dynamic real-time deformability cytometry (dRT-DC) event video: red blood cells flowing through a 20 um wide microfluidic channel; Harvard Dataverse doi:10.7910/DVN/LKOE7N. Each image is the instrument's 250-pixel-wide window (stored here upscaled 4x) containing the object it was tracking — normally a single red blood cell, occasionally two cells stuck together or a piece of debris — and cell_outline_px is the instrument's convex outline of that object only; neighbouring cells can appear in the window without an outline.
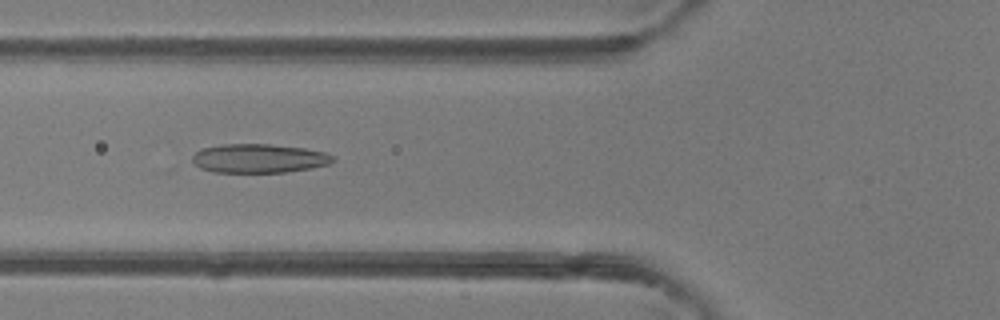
{"species": "common noctule bat (a hibernating species)", "species_latin": "Nyctalus noctula", "temperature_condition": "room temperature", "stored_images_in_passage": 21, "camera_frame_rate_fps": 3000, "um_per_image_px": 0.085, "animal": {"sex": "female"}, "frame": {"image": 1, "passage_image": 4, "time_ms": 1.0, "image_size_px": [1000, 320], "cell_outline_px": [[336, 160], [328, 164], [312, 168], [284, 172], [212, 172], [200, 168], [192, 160], [192, 156], [196, 152], [204, 148], [224, 144], [268, 144], [304, 148], [324, 152], [336, 156]], "centroid_in_image_um": [22.04, 13.46], "position_along_channel_um": 103.8, "area_um2": 23.64}}
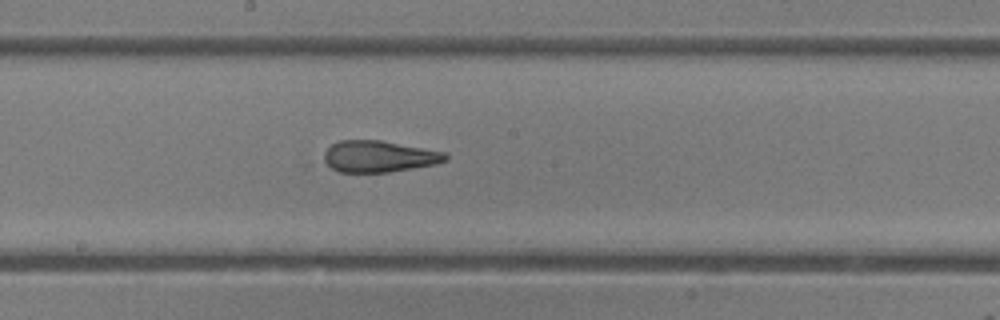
{"frame": {"image": 2, "passage_image": 12, "time_ms": 3.667, "image_size_px": [1000, 320], "cell_outline_px": [[448, 160], [436, 164], [388, 172], [340, 172], [332, 168], [324, 160], [324, 152], [332, 144], [340, 140], [380, 140], [444, 152], [448, 156]], "centroid_in_image_um": [32.21, 13.29], "position_along_channel_um": 216.0, "area_um2": 22.08}}
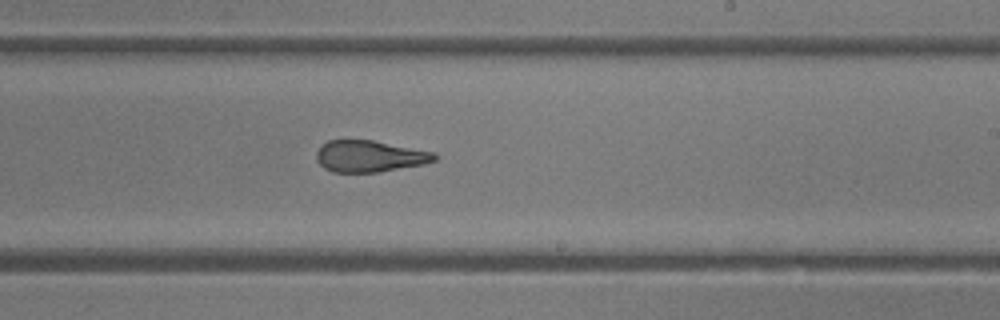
{"frame": {"image": 3, "passage_image": 15, "time_ms": 4.667, "image_size_px": [1000, 320], "cell_outline_px": [[436, 160], [424, 164], [376, 172], [332, 172], [324, 168], [316, 160], [316, 152], [320, 144], [328, 140], [372, 140], [436, 152]], "centroid_in_image_um": [31.39, 13.27], "position_along_channel_um": 257.6, "area_um2": 21.79}}